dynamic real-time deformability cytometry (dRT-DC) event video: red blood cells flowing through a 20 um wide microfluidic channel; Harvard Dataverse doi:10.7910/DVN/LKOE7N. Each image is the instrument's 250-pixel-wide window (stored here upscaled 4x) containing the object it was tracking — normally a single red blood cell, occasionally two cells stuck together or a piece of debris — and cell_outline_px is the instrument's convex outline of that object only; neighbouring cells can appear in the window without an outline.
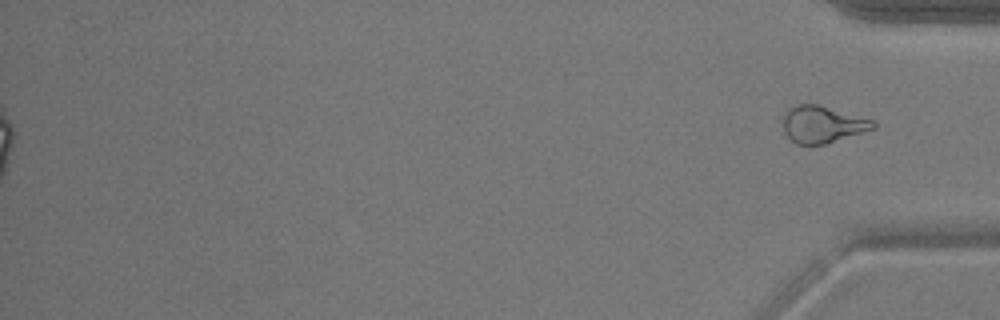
{"species": "common noctule bat (a hibernating species)", "species_latin": "Nyctalus noctula", "temperature_condition": "warm", "stored_images_in_passage": 52, "segment_of_instrument_passage": [2, 2], "camera_frame_rate_fps": 3000, "um_per_image_px": 0.085, "animal": {"sex": "male", "body_mass_g": 17.9}, "frame": {"image": 1, "passage_image": 52, "time_ms": 17.0, "image_size_px": [1000, 320], "cell_outline_px": [[876, 128], [824, 144], [796, 144], [784, 132], [780, 116], [788, 108], [796, 104], [820, 104], [872, 120], [876, 124]], "centroid_in_image_um": [69.84, 10.55], "position_along_channel_um": 365.4, "area_um2": 19.54}}